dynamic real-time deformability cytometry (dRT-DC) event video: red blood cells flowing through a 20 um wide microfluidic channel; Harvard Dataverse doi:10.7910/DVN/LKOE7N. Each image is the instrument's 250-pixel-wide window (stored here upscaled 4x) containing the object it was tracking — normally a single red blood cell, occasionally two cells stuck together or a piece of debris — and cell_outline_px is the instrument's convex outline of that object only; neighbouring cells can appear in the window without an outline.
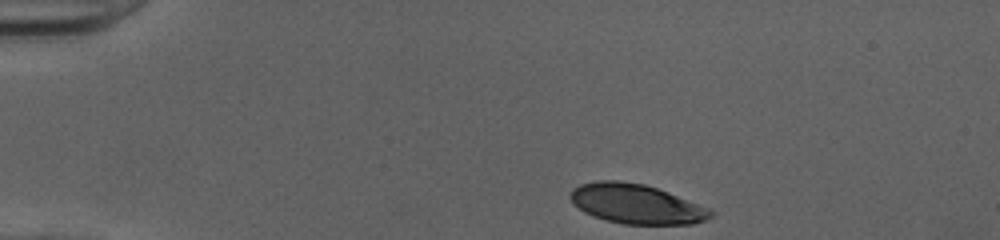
{"species": "human", "species_latin": "Homo sapiens", "temperature_condition": "cold", "stored_images_in_passage": 35, "camera_frame_rate_fps": 3000, "um_per_image_px": 0.085, "donor": {"sex": "female"}, "frame": {"image": 1, "passage_image": 1, "time_ms": 0.0, "image_size_px": [1000, 240], "cell_outline_px": [[716, 212], [712, 216], [704, 220], [692, 224], [624, 224], [592, 216], [584, 212], [572, 204], [568, 196], [572, 188], [580, 184], [596, 180], [620, 180], [644, 184], [668, 192]], "centroid_in_image_um": [54.01, 17.32], "position_along_channel_um": 31.0, "area_um2": 32.37}}
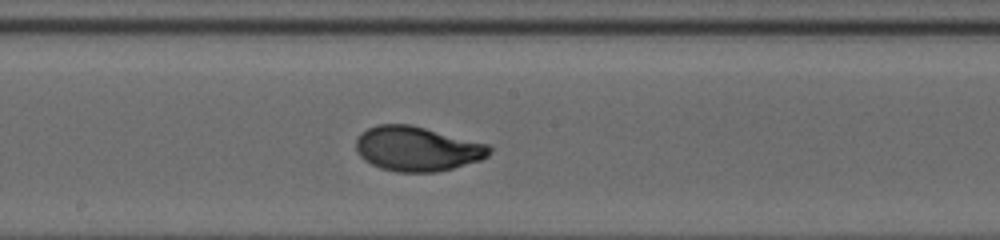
{"frame": {"image": 2, "passage_image": 20, "time_ms": 6.333, "image_size_px": [1000, 240], "cell_outline_px": [[492, 152], [488, 156], [480, 160], [452, 168], [436, 172], [400, 172], [380, 168], [364, 160], [356, 152], [356, 140], [360, 132], [376, 124], [412, 124], [488, 144], [492, 148]], "centroid_in_image_um": [35.44, 12.63], "position_along_channel_um": 212.8, "area_um2": 34.91}}
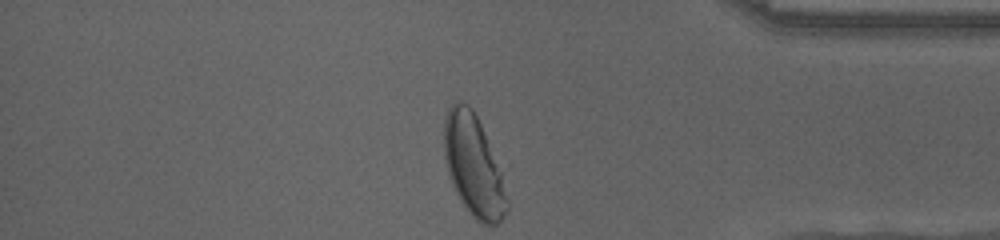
{"frame": {"image": 3, "passage_image": 35, "time_ms": 11.333, "image_size_px": [1000, 240], "cell_outline_px": [[508, 208], [504, 216], [496, 224], [484, 224], [476, 220], [472, 216], [460, 200], [448, 176], [444, 160], [444, 116], [448, 108], [456, 100], [468, 104], [472, 108], [480, 124], [500, 176], [508, 200]], "centroid_in_image_um": [40.18, 14.08], "position_along_channel_um": 395.0, "area_um2": 36.18}, "authors_computed_cell_mechanics": {"area_um2": 34.1598, "velocity_mm_per_s": 4.0256, "shape_relaxation_time_tau1_ms": 3.0244, "shape_relaxation_time_tau2_ms": null, "deformation_change_tau1": 0.1793, "deformation_change_tau2": null}}